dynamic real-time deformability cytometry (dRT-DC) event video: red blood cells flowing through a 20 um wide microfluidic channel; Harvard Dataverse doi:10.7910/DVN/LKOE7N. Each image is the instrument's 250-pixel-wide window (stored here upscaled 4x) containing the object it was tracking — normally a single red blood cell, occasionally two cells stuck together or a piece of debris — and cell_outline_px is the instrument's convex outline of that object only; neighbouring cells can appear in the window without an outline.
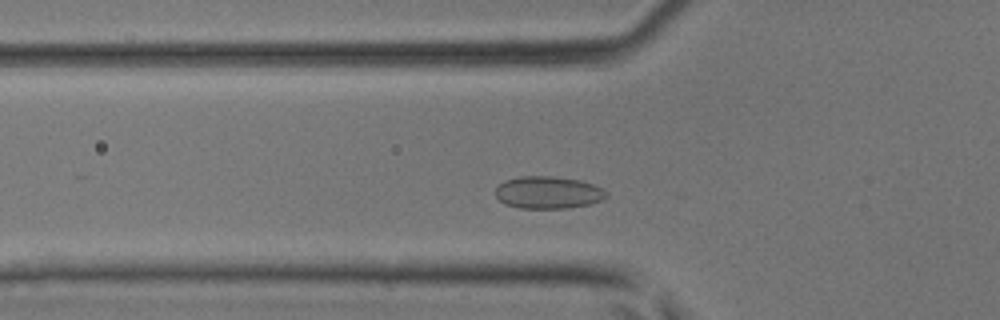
{"species": "common noctule bat (a hibernating species)", "species_latin": "Nyctalus noctula", "temperature_condition": "room temperature", "stored_images_in_passage": 33, "camera_frame_rate_fps": 3000, "um_per_image_px": 0.085, "animal": {"sex": "male", "body_mass_g": 17.9, "forearm_length_mm": 54.2}, "frame": {"image": 1, "passage_image": 2, "time_ms": 0.333, "image_size_px": [1000, 320], "cell_outline_px": [[608, 196], [592, 204], [568, 208], [520, 208], [504, 204], [496, 196], [496, 188], [504, 180], [520, 176], [552, 176], [580, 180], [604, 188], [608, 192]], "centroid_in_image_um": [46.61, 16.36], "position_along_channel_um": 79.2, "area_um2": 21.04}}
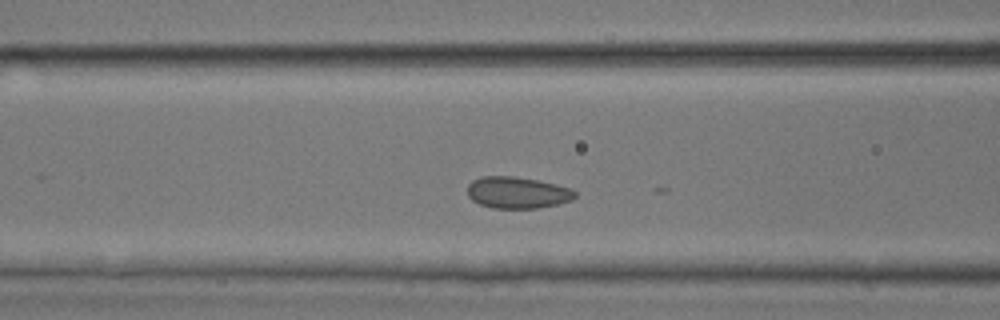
{"frame": {"image": 2, "passage_image": 5, "time_ms": 1.333, "image_size_px": [1000, 320], "cell_outline_px": [[576, 196], [572, 200], [556, 204], [536, 208], [492, 208], [480, 204], [472, 200], [468, 196], [468, 184], [472, 180], [480, 176], [512, 176], [536, 180], [556, 184], [572, 188], [576, 192]], "centroid_in_image_um": [43.96, 16.36], "position_along_channel_um": 122.6, "area_um2": 19.83}}
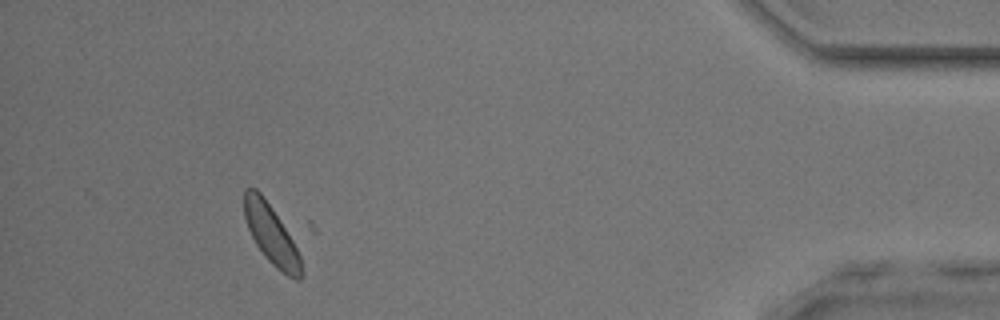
{"frame": {"image": 3, "passage_image": 29, "time_ms": 9.333, "image_size_px": [1000, 320], "cell_outline_px": [[304, 276], [300, 280], [296, 280], [288, 276], [276, 268], [264, 256], [256, 244], [248, 228], [244, 216], [244, 188], [256, 188], [264, 196], [272, 208], [292, 240], [300, 256], [304, 272]], "centroid_in_image_um": [23.06, 19.96], "position_along_channel_um": 412.1, "area_um2": 19.59}}